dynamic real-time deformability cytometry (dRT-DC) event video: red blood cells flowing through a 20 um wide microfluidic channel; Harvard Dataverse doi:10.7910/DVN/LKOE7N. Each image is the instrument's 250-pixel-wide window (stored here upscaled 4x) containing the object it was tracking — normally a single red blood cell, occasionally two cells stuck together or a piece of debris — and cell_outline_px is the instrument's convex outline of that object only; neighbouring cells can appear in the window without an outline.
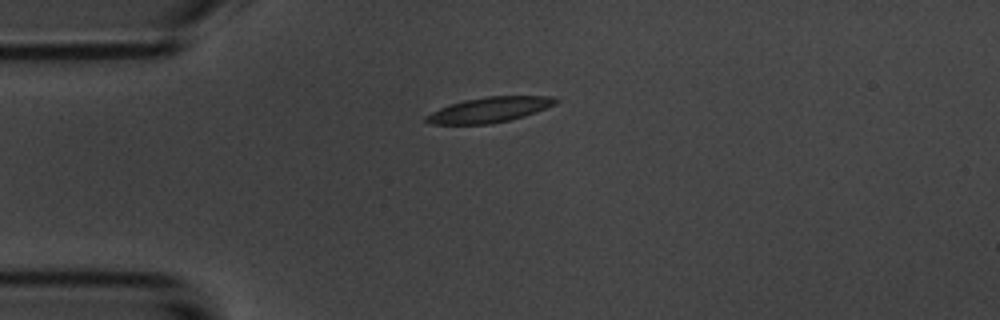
{"species": "common noctule bat (a hibernating species)", "species_latin": "Nyctalus noctula", "temperature_condition": "room temperature", "stored_images_in_passage": 5, "camera_frame_rate_fps": 3000, "um_per_image_px": 0.085, "animal": {"sex": "male", "body_mass_g": 20.1, "forearm_length_mm": 53.5}, "frame": {"image": 1, "passage_image": 5, "time_ms": 5.667, "image_size_px": [1000, 320], "cell_outline_px": [[560, 100], [556, 104], [536, 112], [524, 116], [492, 124], [432, 124], [424, 120], [424, 116], [440, 108], [464, 100], [484, 96], [552, 96]], "centroid_in_image_um": [41.62, 9.32], "position_along_channel_um": 43.4, "area_um2": 19.02}}